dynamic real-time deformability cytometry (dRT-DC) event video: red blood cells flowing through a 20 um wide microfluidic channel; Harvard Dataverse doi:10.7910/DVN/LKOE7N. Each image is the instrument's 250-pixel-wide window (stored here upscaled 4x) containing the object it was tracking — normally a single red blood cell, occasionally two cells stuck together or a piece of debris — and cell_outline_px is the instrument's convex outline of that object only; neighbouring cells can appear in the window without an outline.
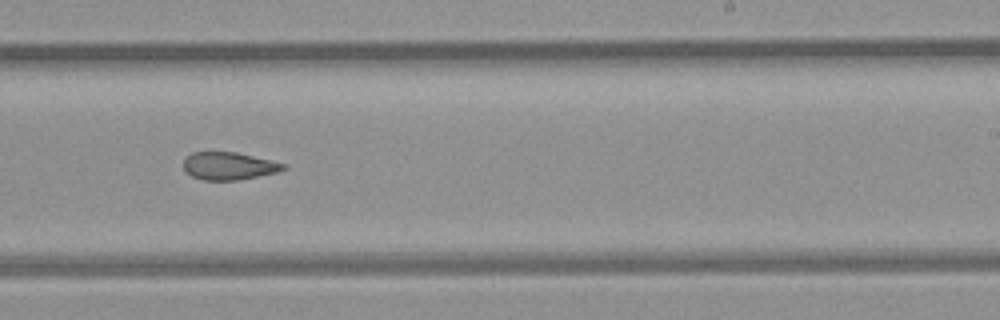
{"species": "common noctule bat (a hibernating species)", "species_latin": "Nyctalus noctula", "temperature_condition": "room temperature", "stored_images_in_passage": 16, "camera_frame_rate_fps": 3000, "um_per_image_px": 0.085, "animal": {"sex": "female", "body_mass_g": 21.9}, "frame": {"image": 1, "passage_image": 10, "time_ms": 11.0, "image_size_px": [1000, 320], "cell_outline_px": [[288, 168], [276, 172], [236, 180], [204, 180], [192, 176], [184, 168], [184, 160], [192, 152], [236, 152], [288, 164]], "centroid_in_image_um": [19.48, 14.1], "position_along_channel_um": 269.5, "area_um2": 15.9}}
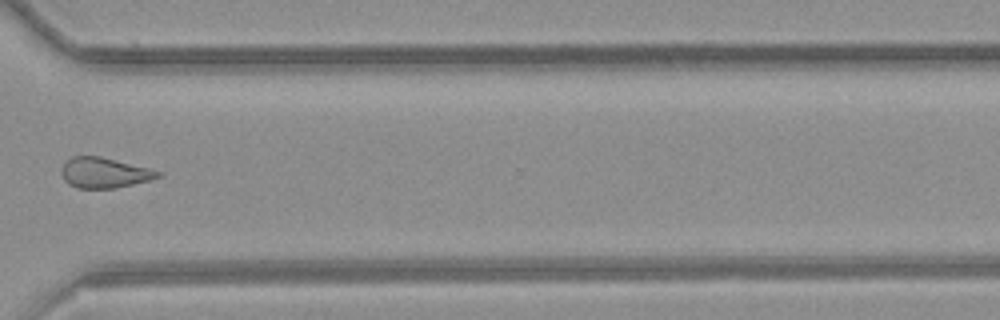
{"frame": {"image": 2, "passage_image": 12, "time_ms": 13.333, "image_size_px": [1000, 320], "cell_outline_px": [[164, 172], [160, 176], [148, 180], [116, 188], [76, 188], [68, 184], [64, 180], [60, 172], [60, 168], [72, 156], [100, 156]], "centroid_in_image_um": [8.83, 14.68], "position_along_channel_um": 361.8, "area_um2": 16.99}}